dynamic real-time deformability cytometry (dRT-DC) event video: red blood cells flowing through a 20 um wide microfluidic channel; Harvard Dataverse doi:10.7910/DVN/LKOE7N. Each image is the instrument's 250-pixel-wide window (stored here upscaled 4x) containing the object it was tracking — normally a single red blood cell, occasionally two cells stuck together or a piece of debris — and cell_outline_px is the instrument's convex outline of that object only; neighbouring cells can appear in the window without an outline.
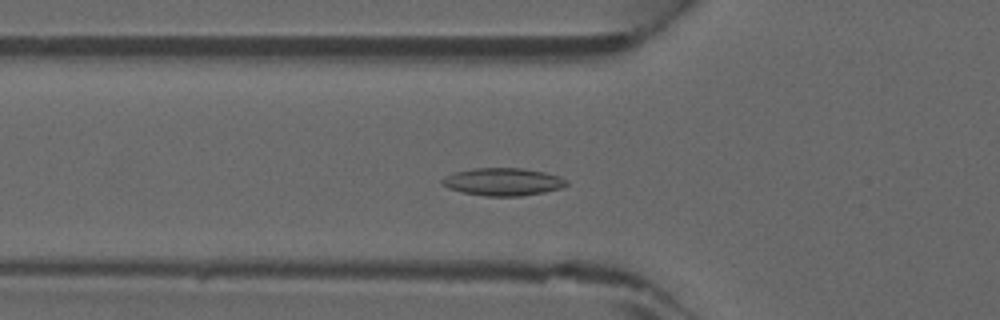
{"species": "common noctule bat (a hibernating species)", "species_latin": "Nyctalus noctula", "temperature_condition": "warm", "stored_images_in_passage": 40, "camera_frame_rate_fps": 3000, "um_per_image_px": 0.085, "animal": {"sex": "male", "forearm_length_mm": 52.5}, "frame": {"image": 1, "passage_image": 12, "time_ms": 3.667, "image_size_px": [1000, 320], "cell_outline_px": [[568, 184], [560, 188], [544, 192], [520, 196], [484, 196], [460, 192], [448, 188], [440, 184], [440, 180], [444, 176], [452, 172], [472, 168], [524, 168], [544, 172], [560, 176], [568, 180]], "centroid_in_image_um": [42.7, 15.45], "position_along_channel_um": 83.1, "area_um2": 20.35}}
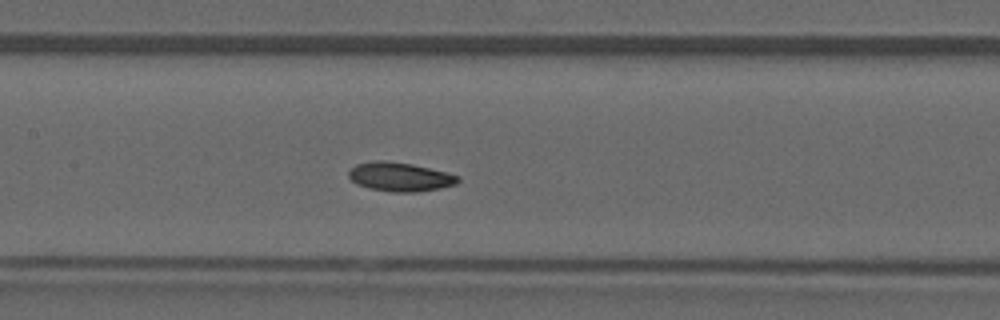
{"frame": {"image": 2, "passage_image": 18, "time_ms": 5.667, "image_size_px": [1000, 320], "cell_outline_px": [[460, 180], [456, 184], [440, 188], [416, 192], [392, 192], [368, 188], [356, 184], [348, 176], [348, 172], [356, 164], [372, 160], [384, 160], [412, 164], [448, 172], [460, 176]], "centroid_in_image_um": [34.0, 15.02], "position_along_channel_um": 173.4, "area_um2": 18.61}}
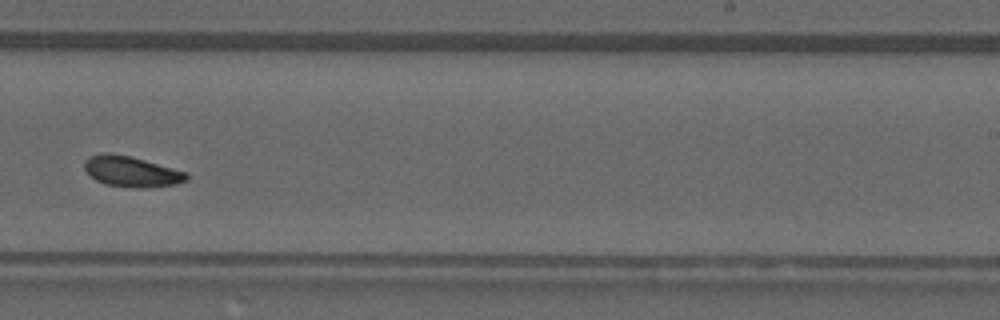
{"frame": {"image": 3, "passage_image": 25, "time_ms": 8.0, "image_size_px": [1000, 320], "cell_outline_px": [[188, 180], [176, 184], [144, 188], [132, 188], [104, 184], [88, 176], [84, 168], [84, 160], [88, 156], [104, 152], [108, 152], [128, 156], [144, 160], [188, 172]], "centroid_in_image_um": [11.13, 14.58], "position_along_channel_um": 277.9, "area_um2": 18.44}}